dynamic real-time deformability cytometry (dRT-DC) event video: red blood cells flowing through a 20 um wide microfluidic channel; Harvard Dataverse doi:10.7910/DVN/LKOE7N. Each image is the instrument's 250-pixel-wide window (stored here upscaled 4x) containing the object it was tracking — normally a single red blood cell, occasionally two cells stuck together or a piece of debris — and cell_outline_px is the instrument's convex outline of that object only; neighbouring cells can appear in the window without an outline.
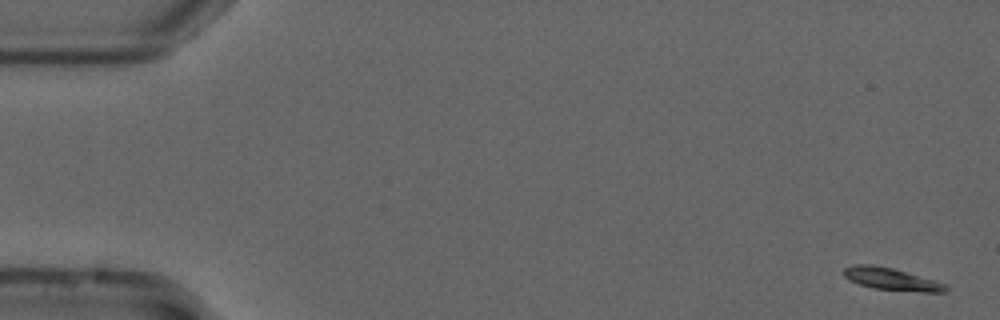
{"species": "common noctule bat (a hibernating species)", "species_latin": "Nyctalus noctula", "temperature_condition": "cold", "stored_images_in_passage": 56, "camera_frame_rate_fps": 3000, "um_per_image_px": 0.085, "animal": {"sex": "male", "forearm_length_mm": 52.5}, "frame": {"image": 1, "passage_image": 1, "time_ms": 0.0, "image_size_px": [1000, 320], "cell_outline_px": [[948, 292], [920, 292], [872, 288], [860, 284], [844, 276], [844, 268], [852, 264], [872, 264], [892, 268], [932, 280], [944, 284], [948, 288]], "centroid_in_image_um": [75.75, 23.72], "position_along_channel_um": 9.3, "area_um2": 12.95}}
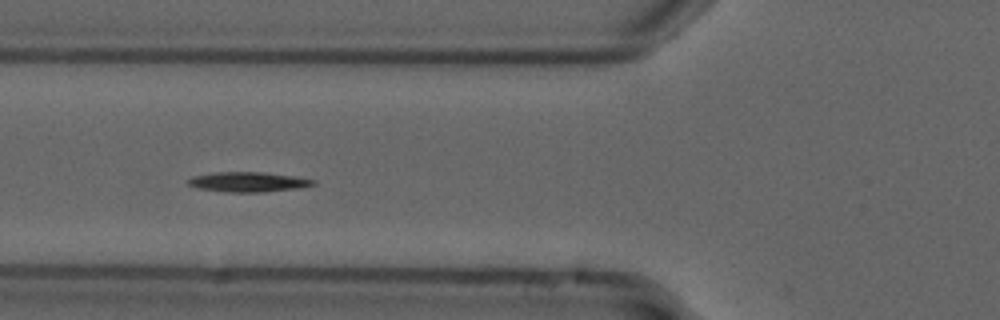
{"frame": {"image": 2, "passage_image": 20, "time_ms": 6.333, "image_size_px": [1000, 320], "cell_outline_px": [[316, 184], [300, 188], [260, 192], [228, 192], [200, 188], [188, 184], [188, 180], [192, 176], [216, 172], [264, 172], [296, 176], [316, 180]], "centroid_in_image_um": [21.15, 15.45], "position_along_channel_um": 104.7, "area_um2": 14.45}}
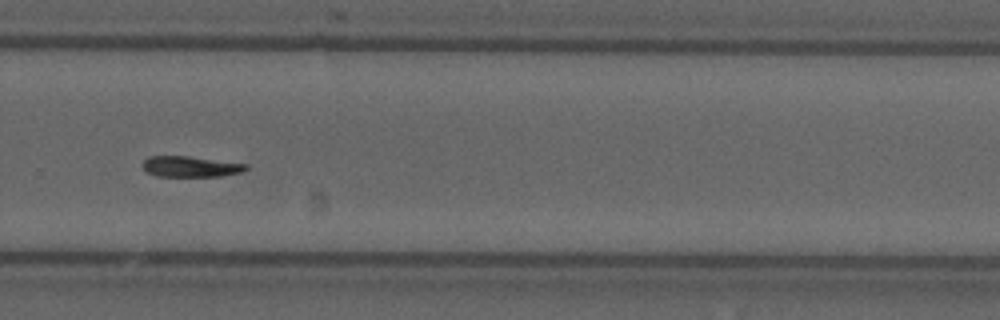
{"frame": {"image": 3, "passage_image": 37, "time_ms": 12.0, "image_size_px": [1000, 320], "cell_outline_px": [[248, 168], [240, 172], [224, 176], [156, 176], [148, 172], [140, 164], [148, 156], [188, 156], [248, 164]], "centroid_in_image_um": [16.18, 14.15], "position_along_channel_um": 313.6, "area_um2": 12.48}, "authors_computed_cell_mechanics": {"area_um2": 13.2651, "velocity_mm_per_s": 3.6894, "shape_relaxation_time_tau1_ms": 7.325, "shape_relaxation_time_tau2_ms": null, "deformation_change_tau1": 0.2126, "deformation_change_tau2": null}}